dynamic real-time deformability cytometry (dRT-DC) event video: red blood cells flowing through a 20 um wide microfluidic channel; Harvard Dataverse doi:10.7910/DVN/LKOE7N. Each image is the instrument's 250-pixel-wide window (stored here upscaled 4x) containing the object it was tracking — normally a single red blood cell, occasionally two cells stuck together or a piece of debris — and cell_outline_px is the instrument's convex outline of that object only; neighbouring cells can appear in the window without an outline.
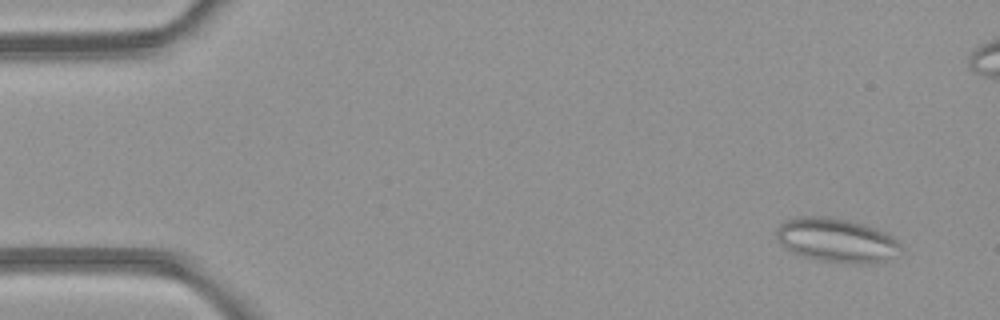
{"species": "common noctule bat (a hibernating species)", "species_latin": "Nyctalus noctula", "temperature_condition": "room temperature", "stored_images_in_passage": 6, "camera_frame_rate_fps": 3000, "um_per_image_px": 0.085, "animal": {"sex": "female", "body_mass_g": 21.9}, "frame": {"image": 1, "passage_image": 2, "time_ms": 1.0, "image_size_px": [1000, 320], "cell_outline_px": [[900, 248], [884, 260], [860, 264], [820, 260], [804, 256], [792, 252], [780, 244], [776, 236], [776, 228], [784, 220], [800, 216], [828, 216], [848, 220], [864, 224], [884, 232], [892, 236], [900, 244]], "centroid_in_image_um": [71.01, 20.39], "position_along_channel_um": 14.0, "area_um2": 31.44}}